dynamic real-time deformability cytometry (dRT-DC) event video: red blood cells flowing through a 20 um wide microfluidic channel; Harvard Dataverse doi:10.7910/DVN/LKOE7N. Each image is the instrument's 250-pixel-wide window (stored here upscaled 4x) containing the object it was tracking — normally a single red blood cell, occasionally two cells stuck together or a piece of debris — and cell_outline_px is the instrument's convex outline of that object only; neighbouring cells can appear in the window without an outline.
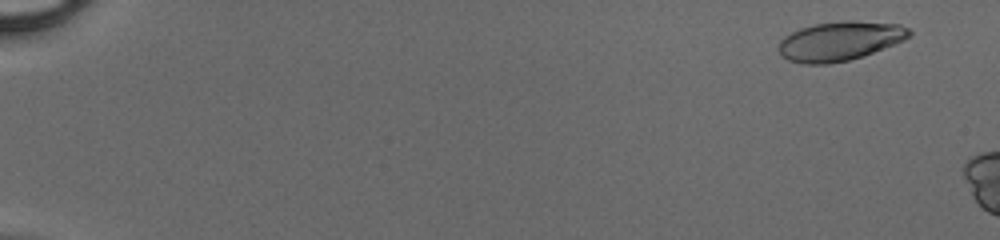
{"species": "human", "species_latin": "Homo sapiens", "temperature_condition": "cold", "stored_images_in_passage": 10, "camera_frame_rate_fps": 3000, "um_per_image_px": 0.085, "donor": {"sex": "male"}, "frame": {"image": 1, "passage_image": 4, "time_ms": 1.0, "image_size_px": [1000, 240], "cell_outline_px": [[912, 36], [904, 40], [872, 52], [848, 60], [828, 64], [804, 64], [788, 60], [780, 56], [776, 48], [780, 40], [784, 36], [800, 28], [816, 24], [844, 20], [852, 20], [900, 24], [908, 28], [912, 32]], "centroid_in_image_um": [71.35, 3.48], "position_along_channel_um": 13.7, "area_um2": 29.94}}